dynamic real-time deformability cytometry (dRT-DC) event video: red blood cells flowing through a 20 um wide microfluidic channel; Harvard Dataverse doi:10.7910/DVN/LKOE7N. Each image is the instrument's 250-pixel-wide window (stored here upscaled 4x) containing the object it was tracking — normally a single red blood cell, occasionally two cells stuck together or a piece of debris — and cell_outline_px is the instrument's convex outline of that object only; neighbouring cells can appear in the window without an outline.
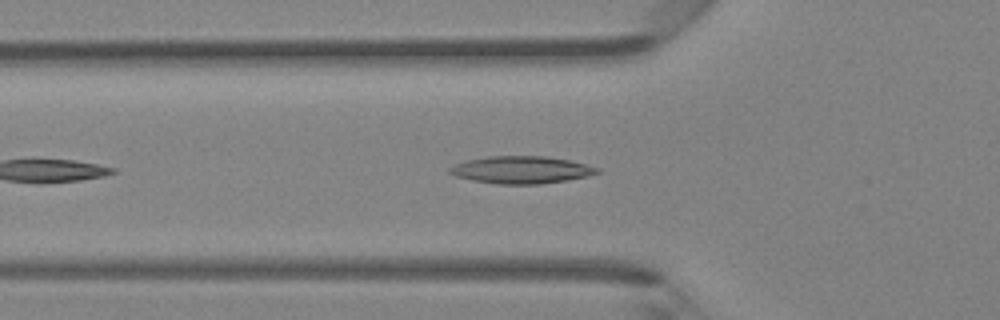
{"species": "Egyptian fruit bat (a non-hibernating species)", "species_latin": "Rousettus aegyptiacus", "temperature_condition": "room temperature", "stored_images_in_passage": 20, "camera_frame_rate_fps": 3000, "um_per_image_px": 0.085, "animal": {"sex": "female"}, "frame": {"image": 1, "passage_image": 6, "time_ms": 1.667, "image_size_px": [1000, 320], "cell_outline_px": [[600, 172], [588, 176], [568, 180], [540, 184], [496, 184], [472, 180], [456, 176], [448, 172], [448, 168], [456, 164], [468, 160], [488, 156], [548, 156], [568, 160], [600, 168]], "centroid_in_image_um": [44.32, 14.44], "position_along_channel_um": 81.5, "area_um2": 23.47}}
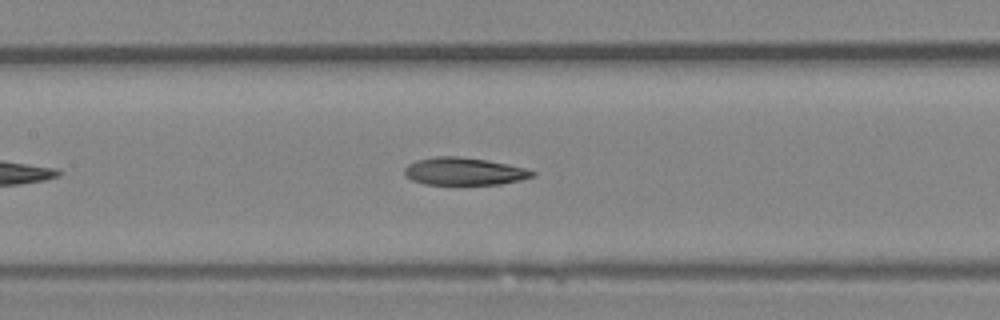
{"frame": {"image": 2, "passage_image": 12, "time_ms": 3.667, "image_size_px": [1000, 320], "cell_outline_px": [[536, 176], [520, 180], [500, 184], [424, 184], [412, 180], [404, 172], [404, 168], [408, 164], [416, 160], [436, 156], [456, 156], [484, 160], [508, 164], [524, 168], [536, 172]], "centroid_in_image_um": [39.45, 14.56], "position_along_channel_um": 168.0, "area_um2": 20.35}}
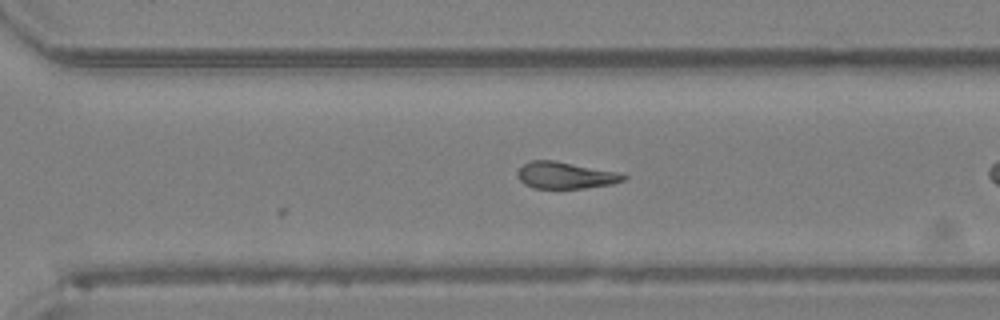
{"frame": {"image": 3, "passage_image": 20, "time_ms": 6.333, "image_size_px": [1000, 320], "cell_outline_px": [[628, 176], [624, 180], [612, 184], [584, 188], [532, 188], [524, 184], [520, 180], [516, 172], [524, 164], [532, 160], [556, 160], [620, 172]], "centroid_in_image_um": [48.08, 14.89], "position_along_channel_um": 322.5, "area_um2": 16.65}}